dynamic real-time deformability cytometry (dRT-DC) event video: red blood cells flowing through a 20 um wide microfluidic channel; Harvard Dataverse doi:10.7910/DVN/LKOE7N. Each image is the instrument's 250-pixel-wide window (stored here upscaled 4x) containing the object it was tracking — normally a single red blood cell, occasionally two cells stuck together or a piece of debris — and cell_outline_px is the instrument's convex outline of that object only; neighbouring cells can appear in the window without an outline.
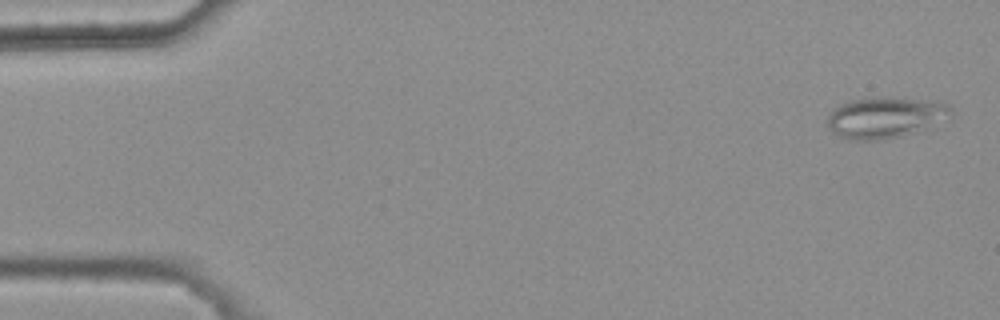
{"species": "common noctule bat (a hibernating species)", "species_latin": "Nyctalus noctula", "temperature_condition": "warm", "stored_images_in_passage": 4, "camera_frame_rate_fps": 3000, "um_per_image_px": 0.085, "animal": {"sex": "female", "body_mass_g": 25.1}, "frame": {"image": 1, "passage_image": 1, "time_ms": 0.0, "image_size_px": [1000, 320], "cell_outline_px": [[952, 112], [928, 128], [916, 132], [900, 136], [880, 140], [848, 140], [832, 132], [828, 124], [828, 116], [832, 108], [836, 104], [848, 100], [872, 96], [888, 96], [944, 100], [952, 108]], "centroid_in_image_um": [75.23, 9.93], "position_along_channel_um": 9.8, "area_um2": 30.4}}